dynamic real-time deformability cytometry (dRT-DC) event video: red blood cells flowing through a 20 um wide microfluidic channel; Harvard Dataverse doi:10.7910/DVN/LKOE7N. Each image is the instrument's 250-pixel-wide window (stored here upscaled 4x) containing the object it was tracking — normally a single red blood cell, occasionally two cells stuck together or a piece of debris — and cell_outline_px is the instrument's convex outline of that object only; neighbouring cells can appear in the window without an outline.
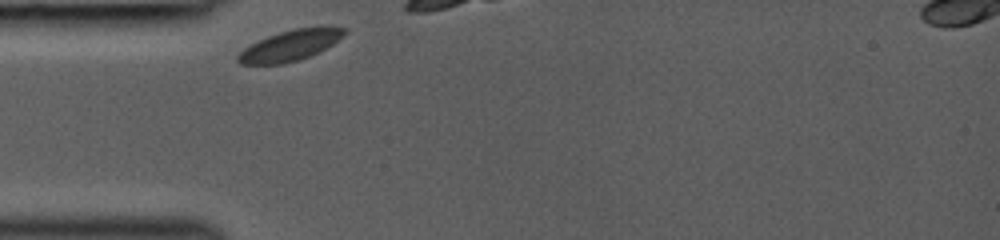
{"species": "common noctule bat (a hibernating species)", "species_latin": "Nyctalus noctula", "temperature_condition": "room temperature", "stored_images_in_passage": 26, "camera_frame_rate_fps": 3000, "um_per_image_px": 0.085, "animal": {"sex": "female", "body_mass_g": 19.0, "forearm_length_mm": 53.3}, "frame": {"image": 1, "passage_image": 1, "time_ms": 0.0, "image_size_px": [1000, 240], "cell_outline_px": [[348, 32], [332, 44], [308, 56], [284, 64], [240, 64], [236, 60], [236, 56], [244, 48], [268, 36], [292, 28], [320, 24], [328, 24], [348, 28]], "centroid_in_image_um": [24.74, 3.8], "position_along_channel_um": 60.3, "area_um2": 19.36}}
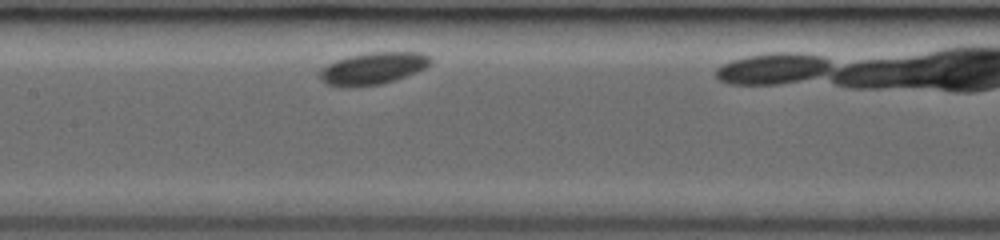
{"frame": {"image": 2, "passage_image": 10, "time_ms": 3.0, "image_size_px": [1000, 240], "cell_outline_px": [[432, 60], [424, 68], [404, 76], [380, 84], [348, 88], [344, 88], [328, 84], [320, 80], [320, 72], [328, 64], [336, 60], [348, 56], [368, 52], [420, 52], [432, 56]], "centroid_in_image_um": [31.68, 5.81], "position_along_channel_um": 175.7, "area_um2": 20.52}}
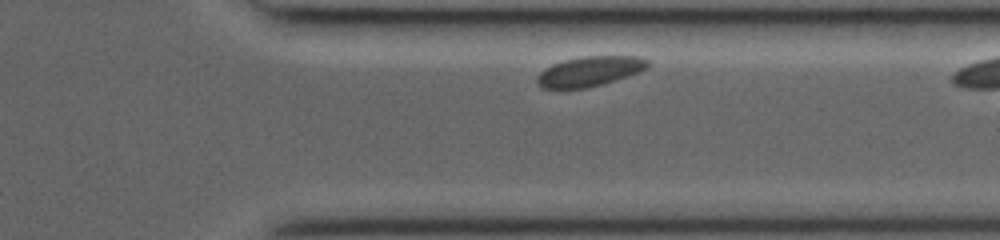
{"frame": {"image": 3, "passage_image": 24, "time_ms": 7.667, "image_size_px": [1000, 240], "cell_outline_px": [[652, 64], [648, 68], [640, 72], [616, 80], [588, 88], [544, 88], [536, 80], [536, 76], [544, 68], [552, 64], [564, 60], [584, 56], [640, 56], [648, 60]], "centroid_in_image_um": [50.18, 6.05], "position_along_channel_um": 361.2, "area_um2": 19.42}}